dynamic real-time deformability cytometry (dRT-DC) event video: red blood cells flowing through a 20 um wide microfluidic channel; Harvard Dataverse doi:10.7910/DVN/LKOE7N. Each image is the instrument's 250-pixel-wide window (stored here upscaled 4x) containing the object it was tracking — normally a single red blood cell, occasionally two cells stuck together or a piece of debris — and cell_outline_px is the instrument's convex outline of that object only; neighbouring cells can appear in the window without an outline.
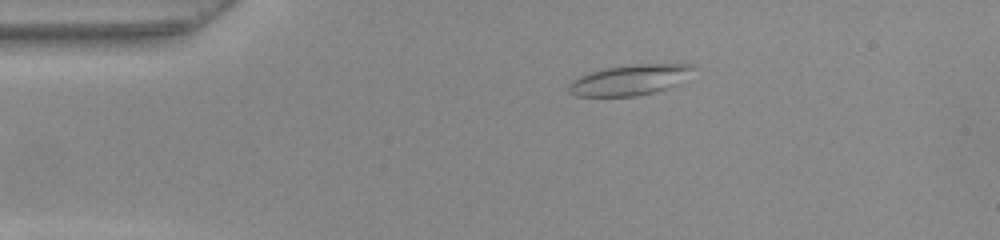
{"species": "common noctule bat (a hibernating species)", "species_latin": "Nyctalus noctula", "temperature_condition": "warm", "stored_images_in_passage": 43, "camera_frame_rate_fps": 3000, "um_per_image_px": 0.085, "animal": {"sex": "female", "body_mass_g": 22.0, "forearm_length_mm": 56.7}, "frame": {"image": 1, "passage_image": 1, "time_ms": 0.0, "image_size_px": [1000, 240], "cell_outline_px": [[696, 68], [676, 84], [652, 92], [636, 96], [576, 96], [568, 92], [568, 84], [572, 80], [580, 76], [604, 68], [636, 64], [692, 64]], "centroid_in_image_um": [53.47, 6.79], "position_along_channel_um": 31.5, "area_um2": 21.73}}
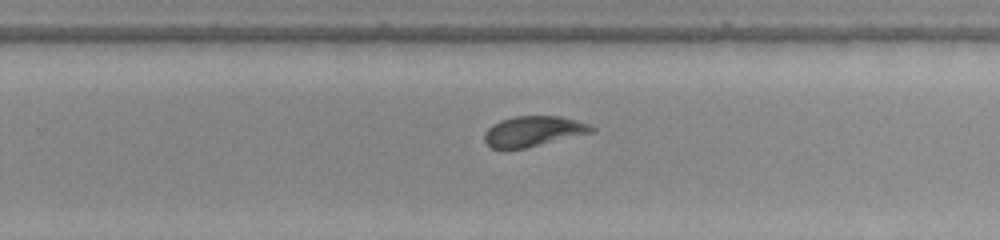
{"frame": {"image": 2, "passage_image": 24, "time_ms": 7.667, "image_size_px": [1000, 240], "cell_outline_px": [[596, 132], [524, 148], [504, 152], [492, 148], [484, 140], [484, 132], [492, 124], [500, 120], [516, 116], [560, 116], [592, 124], [596, 128]], "centroid_in_image_um": [45.33, 11.18], "position_along_channel_um": 284.5, "area_um2": 19.48}}
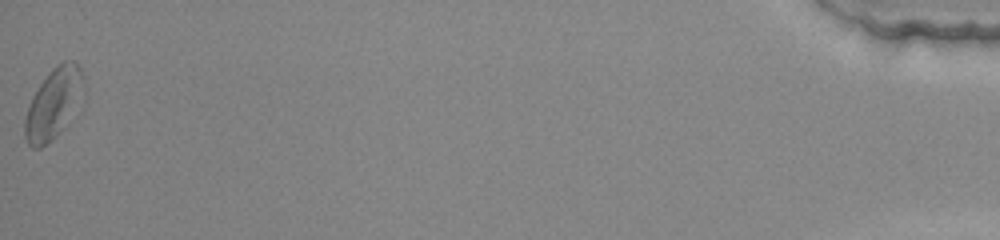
{"frame": {"image": 3, "passage_image": 43, "time_ms": 14.0, "image_size_px": [1000, 240], "cell_outline_px": [[84, 88], [64, 128], [40, 148], [32, 148], [28, 144], [24, 136], [24, 120], [28, 104], [32, 96], [40, 84], [52, 68], [56, 64], [64, 60], [76, 60], [84, 76]], "centroid_in_image_um": [4.52, 8.76], "position_along_channel_um": 430.7, "area_um2": 23.81}, "authors_computed_cell_mechanics": {"area_um2": 19.4786, "velocity_mm_per_s": 3.9135, "shape_relaxation_time_tau1_ms": 4.2274, "shape_relaxation_time_tau2_ms": 2.5319, "deformation_change_tau1": 0.1288, "deformation_change_tau2": 0.0935}}